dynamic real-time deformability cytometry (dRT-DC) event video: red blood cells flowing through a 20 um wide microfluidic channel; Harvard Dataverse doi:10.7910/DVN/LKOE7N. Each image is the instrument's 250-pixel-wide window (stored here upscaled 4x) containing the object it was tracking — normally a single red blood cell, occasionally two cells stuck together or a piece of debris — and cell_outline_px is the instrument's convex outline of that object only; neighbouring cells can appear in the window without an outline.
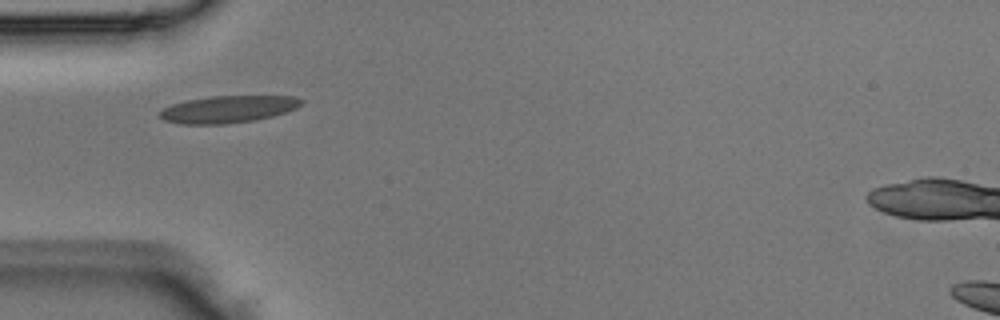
{"species": "Egyptian fruit bat (a non-hibernating species)", "species_latin": "Rousettus aegyptiacus", "temperature_condition": "room temperature", "stored_images_in_passage": 4, "camera_frame_rate_fps": 3000, "um_per_image_px": 0.085, "animal": {"sex": "male"}, "frame": {"image": 1, "passage_image": 3, "time_ms": 0.667, "image_size_px": [1000, 320], "cell_outline_px": [[304, 104], [296, 108], [272, 116], [256, 120], [224, 124], [180, 124], [164, 120], [156, 112], [172, 104], [188, 100], [212, 96], [296, 96], [304, 100]], "centroid_in_image_um": [19.39, 9.28], "position_along_channel_um": 65.6, "area_um2": 22.43}}
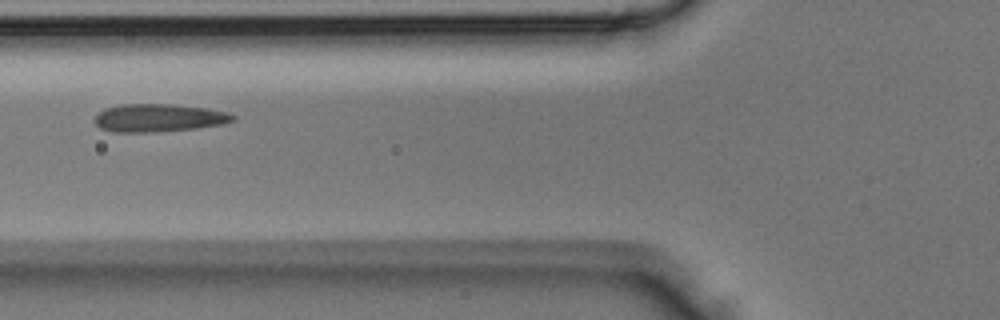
{"frame": {"image": 2, "passage_image": 4, "time_ms": 1.0, "image_size_px": [1000, 320], "cell_outline_px": [[236, 120], [224, 124], [196, 128], [156, 132], [112, 132], [100, 128], [92, 120], [104, 108], [120, 104], [172, 104], [208, 108], [224, 112], [236, 116]], "centroid_in_image_um": [13.48, 10.02], "position_along_channel_um": 112.3, "area_um2": 22.66}}